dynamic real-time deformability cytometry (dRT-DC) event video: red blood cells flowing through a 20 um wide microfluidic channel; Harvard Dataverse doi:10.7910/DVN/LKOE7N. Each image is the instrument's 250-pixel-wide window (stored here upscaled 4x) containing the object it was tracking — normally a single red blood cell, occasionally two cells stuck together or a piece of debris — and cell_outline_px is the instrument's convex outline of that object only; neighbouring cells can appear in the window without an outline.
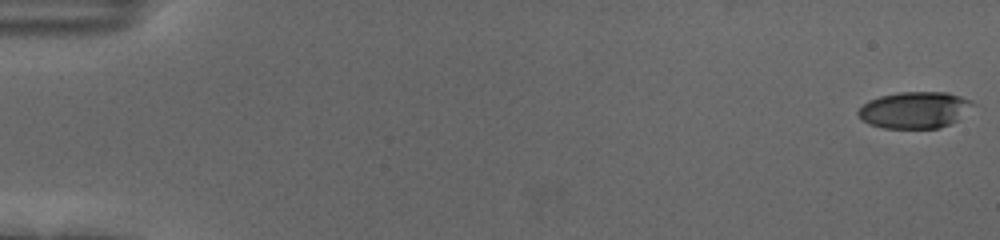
{"species": "human", "species_latin": "Homo sapiens", "temperature_condition": "cold", "stored_images_in_passage": 56, "camera_frame_rate_fps": 3000, "um_per_image_px": 0.085, "donor": {"sex": "female"}, "frame": {"image": 1, "passage_image": 1, "time_ms": 0.0, "image_size_px": [1000, 240], "cell_outline_px": [[976, 104], [956, 120], [940, 128], [884, 128], [868, 124], [856, 112], [868, 100], [880, 96], [900, 92], [948, 92], [972, 100]], "centroid_in_image_um": [77.75, 9.34], "position_along_channel_um": 7.2, "area_um2": 24.33}}
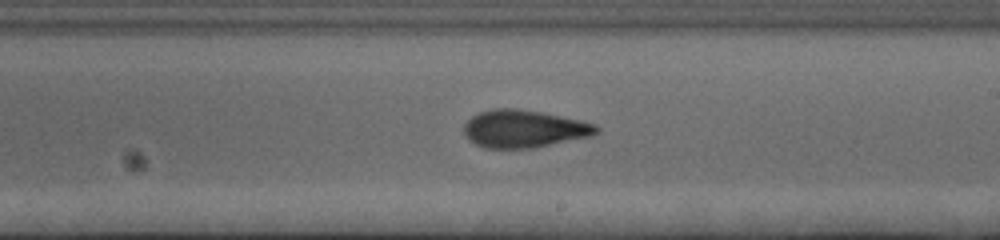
{"frame": {"image": 2, "passage_image": 34, "time_ms": 11.0, "image_size_px": [1000, 240], "cell_outline_px": [[600, 132], [592, 136], [536, 148], [484, 148], [476, 144], [464, 132], [464, 124], [472, 116], [480, 112], [492, 108], [516, 108], [540, 112], [596, 124], [600, 128]], "centroid_in_image_um": [44.57, 10.95], "position_along_channel_um": 244.4, "area_um2": 28.96}}
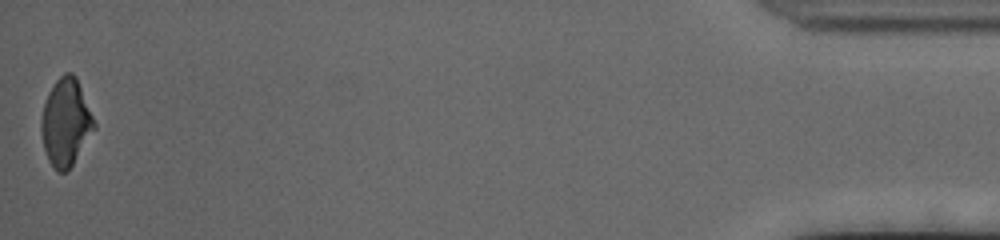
{"frame": {"image": 3, "passage_image": 56, "time_ms": 18.333, "image_size_px": [1000, 240], "cell_outline_px": [[96, 128], [72, 164], [64, 172], [56, 172], [48, 160], [44, 148], [40, 128], [40, 120], [44, 104], [48, 92], [56, 80], [64, 72], [72, 72], [76, 76], [96, 124]], "centroid_in_image_um": [5.58, 10.38], "position_along_channel_um": 429.6, "area_um2": 26.82}, "authors_computed_cell_mechanics": {"area_um2": 27.5128, "velocity_mm_per_s": 3.6926, "shape_relaxation_time_tau1_ms": 2.9676, "shape_relaxation_time_tau2_ms": 2.3458, "deformation_change_tau1": 0.1576, "deformation_change_tau2": 0.1135}}